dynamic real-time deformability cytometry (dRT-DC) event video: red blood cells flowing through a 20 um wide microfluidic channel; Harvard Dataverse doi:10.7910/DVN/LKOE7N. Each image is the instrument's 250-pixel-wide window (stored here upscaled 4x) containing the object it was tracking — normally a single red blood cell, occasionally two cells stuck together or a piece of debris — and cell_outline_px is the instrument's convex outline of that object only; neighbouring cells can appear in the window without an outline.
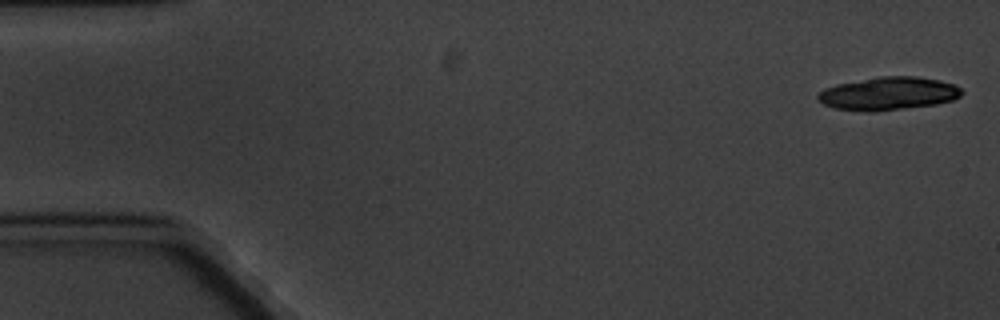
{"species": "common noctule bat (a hibernating species)", "species_latin": "Nyctalus noctula", "temperature_condition": "cold", "stored_images_in_passage": 10, "camera_frame_rate_fps": 3000, "um_per_image_px": 0.085, "animal": {"sex": "male", "body_mass_g": 20.1, "forearm_length_mm": 53.5}, "frame": {"image": 1, "passage_image": 1, "time_ms": 0.0, "image_size_px": [1000, 320], "cell_outline_px": [[964, 92], [960, 96], [952, 100], [936, 104], [872, 112], [868, 112], [836, 108], [824, 104], [816, 100], [816, 96], [824, 88], [836, 84], [876, 76], [916, 76], [940, 80], [956, 84]], "centroid_in_image_um": [75.51, 7.94], "position_along_channel_um": 9.5, "area_um2": 27.92}}
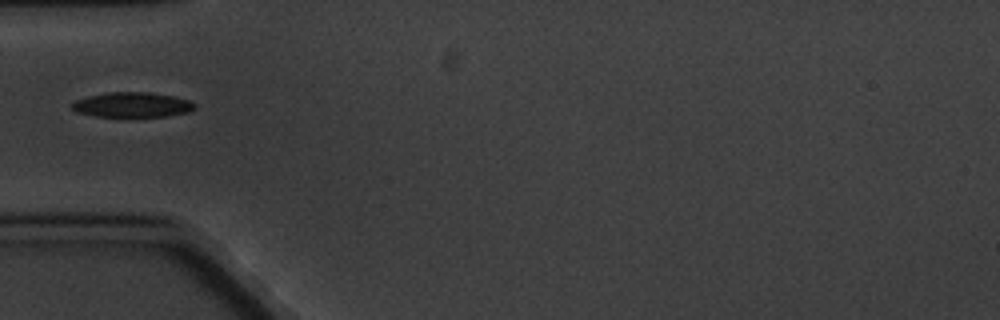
{"frame": {"image": 2, "passage_image": 6, "time_ms": 6.0, "image_size_px": [1000, 320], "cell_outline_px": [[196, 108], [188, 112], [168, 116], [132, 120], [124, 120], [96, 116], [76, 112], [72, 108], [72, 104], [76, 100], [88, 96], [108, 92], [148, 92], [172, 96], [188, 100], [196, 104]], "centroid_in_image_um": [11.24, 8.97], "position_along_channel_um": 73.8, "area_um2": 18.84}}